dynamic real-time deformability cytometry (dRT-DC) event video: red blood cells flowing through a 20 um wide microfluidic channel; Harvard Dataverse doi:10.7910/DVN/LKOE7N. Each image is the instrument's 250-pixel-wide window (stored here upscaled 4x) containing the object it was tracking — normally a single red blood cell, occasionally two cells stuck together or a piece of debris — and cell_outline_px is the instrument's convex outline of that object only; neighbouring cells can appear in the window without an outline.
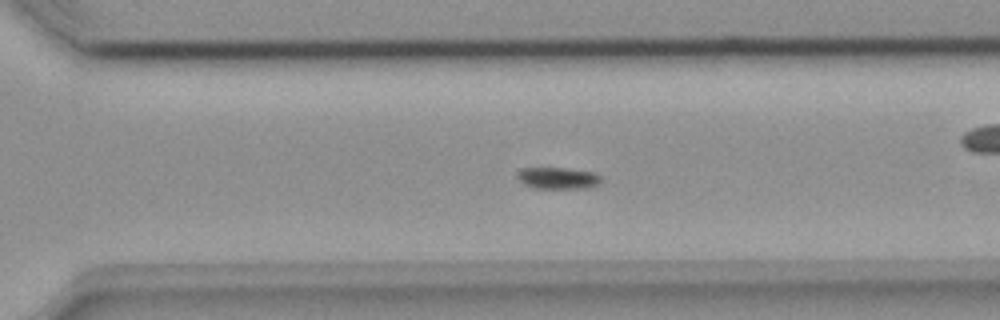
{"species": "common noctule bat (a hibernating species)", "species_latin": "Nyctalus noctula", "temperature_condition": "room temperature", "stored_images_in_passage": 38, "camera_frame_rate_fps": 3000, "um_per_image_px": 0.085, "animal": {"sex": "female", "body_mass_g": 18.4}, "frame": {"image": 1, "passage_image": 22, "time_ms": 7.0, "image_size_px": [1000, 320], "cell_outline_px": [[600, 180], [592, 188], [536, 188], [524, 184], [516, 176], [520, 168], [568, 168], [592, 172], [600, 176]], "centroid_in_image_um": [47.4, 15.13], "position_along_channel_um": 323.2, "area_um2": 10.46}}